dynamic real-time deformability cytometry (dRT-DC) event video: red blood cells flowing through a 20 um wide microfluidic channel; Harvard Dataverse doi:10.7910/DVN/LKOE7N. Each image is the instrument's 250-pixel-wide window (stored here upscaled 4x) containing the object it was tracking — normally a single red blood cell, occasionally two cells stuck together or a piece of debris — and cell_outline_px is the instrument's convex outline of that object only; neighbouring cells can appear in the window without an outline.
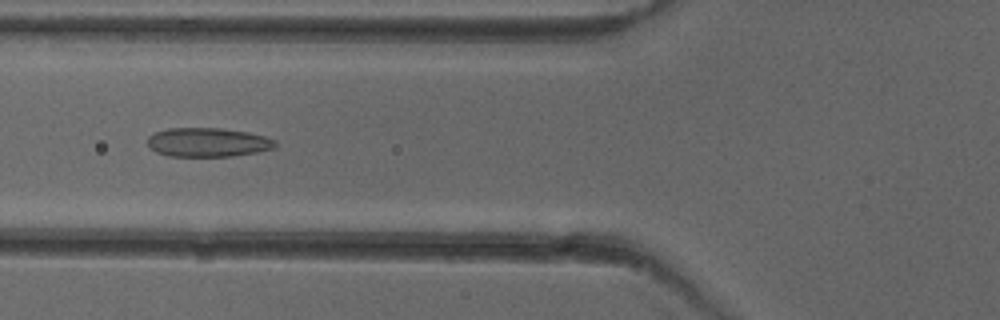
{"species": "common noctule bat (a hibernating species)", "species_latin": "Nyctalus noctula", "temperature_condition": "cold", "stored_images_in_passage": 42, "camera_frame_rate_fps": 3000, "um_per_image_px": 0.085, "animal": {"sex": "female"}, "frame": {"image": 1, "passage_image": 19, "time_ms": 6.0, "image_size_px": [1000, 320], "cell_outline_px": [[276, 144], [272, 148], [256, 152], [232, 156], [168, 156], [156, 152], [148, 148], [148, 136], [156, 132], [168, 128], [220, 128], [248, 132], [264, 136], [276, 140]], "centroid_in_image_um": [17.63, 12.09], "position_along_channel_um": 108.2, "area_um2": 21.56}}
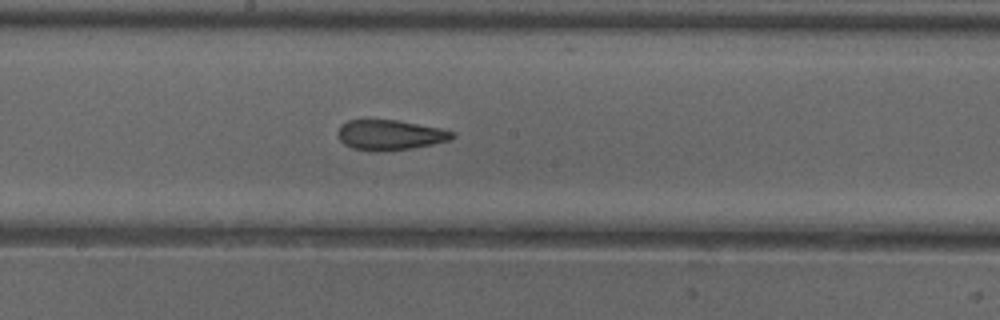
{"frame": {"image": 2, "passage_image": 27, "time_ms": 8.667, "image_size_px": [1000, 320], "cell_outline_px": [[456, 136], [452, 140], [412, 148], [352, 148], [344, 144], [340, 140], [336, 132], [340, 124], [348, 120], [396, 120], [440, 128], [452, 132]], "centroid_in_image_um": [33.15, 11.42], "position_along_channel_um": 215.0, "area_um2": 19.31}}
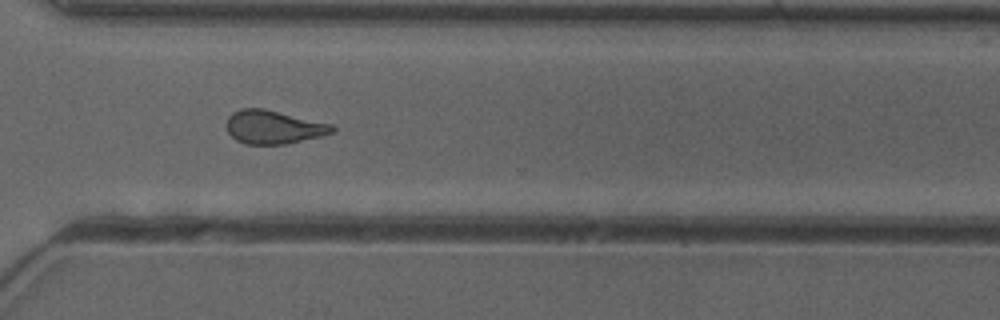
{"frame": {"image": 3, "passage_image": 37, "time_ms": 12.0, "image_size_px": [1000, 320], "cell_outline_px": [[336, 132], [320, 136], [284, 144], [248, 144], [236, 140], [228, 132], [224, 124], [228, 116], [232, 112], [240, 108], [264, 108], [332, 124], [336, 128]], "centroid_in_image_um": [23.22, 10.79], "position_along_channel_um": 347.4, "area_um2": 20.75}, "authors_computed_cell_mechanics": {"area_um2": 21.2415, "velocity_mm_per_s": 3.9886, "shape_relaxation_time_tau1_ms": null, "shape_relaxation_time_tau2_ms": 1.6989, "deformation_change_tau1": null, "deformation_change_tau2": 0.0937}}